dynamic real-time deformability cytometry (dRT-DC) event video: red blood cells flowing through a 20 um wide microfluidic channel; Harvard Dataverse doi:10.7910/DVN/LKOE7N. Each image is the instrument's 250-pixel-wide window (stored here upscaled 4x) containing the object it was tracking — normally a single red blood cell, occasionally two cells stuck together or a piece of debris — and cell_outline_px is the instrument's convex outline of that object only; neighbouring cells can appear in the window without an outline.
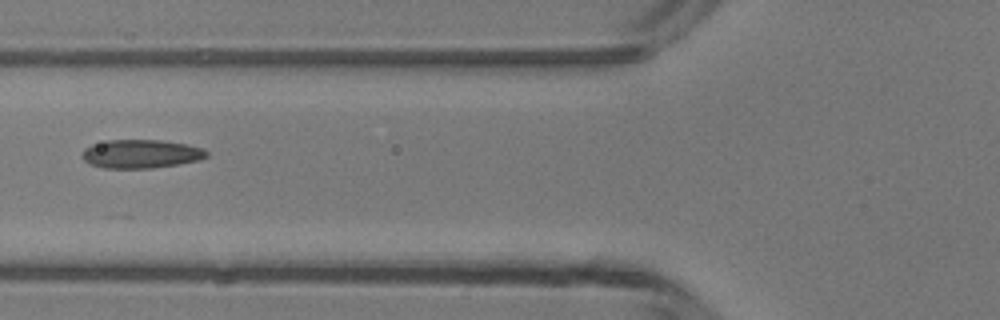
{"species": "common noctule bat (a hibernating species)", "species_latin": "Nyctalus noctula", "temperature_condition": "room temperature", "stored_images_in_passage": 3, "camera_frame_rate_fps": 3000, "um_per_image_px": 0.085, "animal": {"sex": "male", "body_mass_g": 13.3}, "frame": {"image": 1, "passage_image": 3, "time_ms": 2.333, "image_size_px": [1000, 320], "cell_outline_px": [[208, 156], [200, 160], [152, 168], [104, 168], [92, 164], [84, 160], [80, 156], [84, 148], [92, 144], [108, 140], [160, 140], [188, 144], [204, 148], [208, 152]], "centroid_in_image_um": [11.99, 13.07], "position_along_channel_um": 113.8, "area_um2": 20.81}}